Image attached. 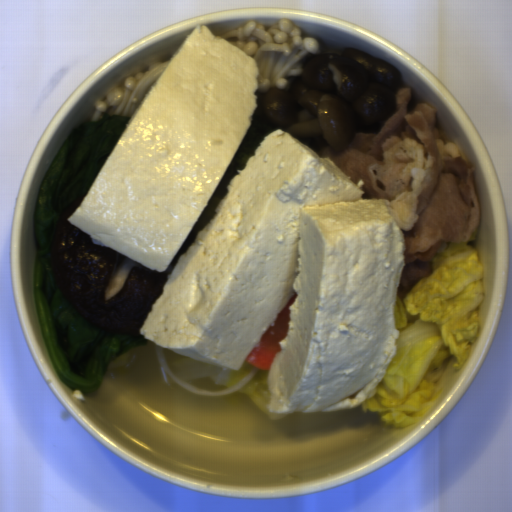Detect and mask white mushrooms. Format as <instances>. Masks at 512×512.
<instances>
[{"label":"white mushrooms","mask_w":512,"mask_h":512,"mask_svg":"<svg viewBox=\"0 0 512 512\" xmlns=\"http://www.w3.org/2000/svg\"><path fill=\"white\" fill-rule=\"evenodd\" d=\"M400 70L359 47L306 56L284 90L255 91L257 109L238 149L253 150L281 129L317 155L345 151L357 133H377L394 115Z\"/></svg>","instance_id":"white-mushrooms-1"}]
</instances>
